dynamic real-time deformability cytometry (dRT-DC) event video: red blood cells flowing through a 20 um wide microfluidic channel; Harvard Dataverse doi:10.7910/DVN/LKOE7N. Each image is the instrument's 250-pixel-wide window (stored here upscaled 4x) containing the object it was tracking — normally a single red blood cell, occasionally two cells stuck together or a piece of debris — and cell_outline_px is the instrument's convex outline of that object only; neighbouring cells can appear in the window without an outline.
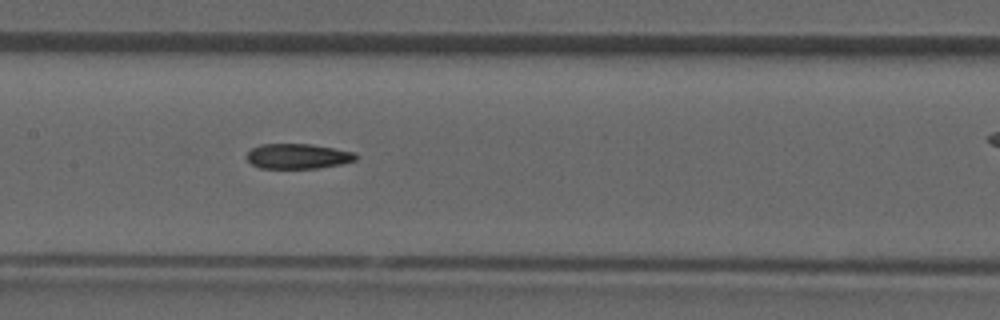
{"species": "common noctule bat (a hibernating species)", "species_latin": "Nyctalus noctula", "temperature_condition": "room temperature", "stored_images_in_passage": 37, "camera_frame_rate_fps": 3000, "um_per_image_px": 0.085, "animal": {"sex": "male", "forearm_length_mm": 52.5}, "frame": {"image": 1, "passage_image": 22, "time_ms": 7.0, "image_size_px": [1000, 320], "cell_outline_px": [[360, 156], [356, 160], [340, 164], [316, 168], [260, 168], [252, 164], [248, 160], [248, 152], [252, 148], [260, 144], [312, 144], [356, 152]], "centroid_in_image_um": [25.36, 13.27], "position_along_channel_um": 182.0, "area_um2": 15.95}}